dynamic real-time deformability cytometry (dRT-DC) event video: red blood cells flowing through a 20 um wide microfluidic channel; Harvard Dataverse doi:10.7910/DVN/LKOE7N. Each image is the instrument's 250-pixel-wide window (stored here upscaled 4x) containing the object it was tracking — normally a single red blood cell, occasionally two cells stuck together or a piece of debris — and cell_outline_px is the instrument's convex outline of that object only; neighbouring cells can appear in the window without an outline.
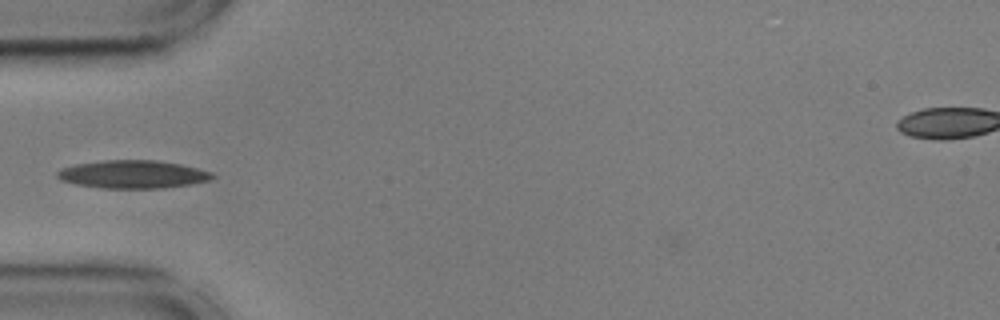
{"species": "common noctule bat (a hibernating species)", "species_latin": "Nyctalus noctula", "temperature_condition": "cold", "stored_images_in_passage": 39, "camera_frame_rate_fps": 3000, "um_per_image_px": 0.085, "animal": {"sex": "male", "body_mass_g": 17.9, "forearm_length_mm": 54.2}, "frame": {"image": 1, "passage_image": 2, "time_ms": 0.333, "image_size_px": [1000, 320], "cell_outline_px": [[216, 176], [208, 180], [192, 184], [164, 188], [104, 188], [76, 184], [60, 180], [56, 176], [56, 172], [60, 168], [72, 164], [104, 160], [156, 160], [180, 164], [212, 172]], "centroid_in_image_um": [11.25, 14.81], "position_along_channel_um": 73.8, "area_um2": 25.43}}
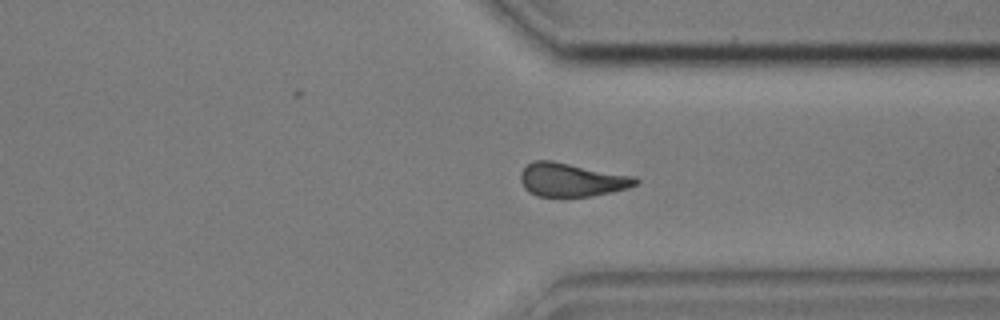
{"frame": {"image": 2, "passage_image": 26, "time_ms": 8.333, "image_size_px": [1000, 320], "cell_outline_px": [[640, 180], [636, 184], [628, 188], [612, 192], [592, 196], [536, 196], [528, 192], [524, 188], [520, 180], [520, 172], [532, 160], [552, 160], [636, 176]], "centroid_in_image_um": [48.58, 15.27], "position_along_channel_um": 362.8, "area_um2": 22.72}}
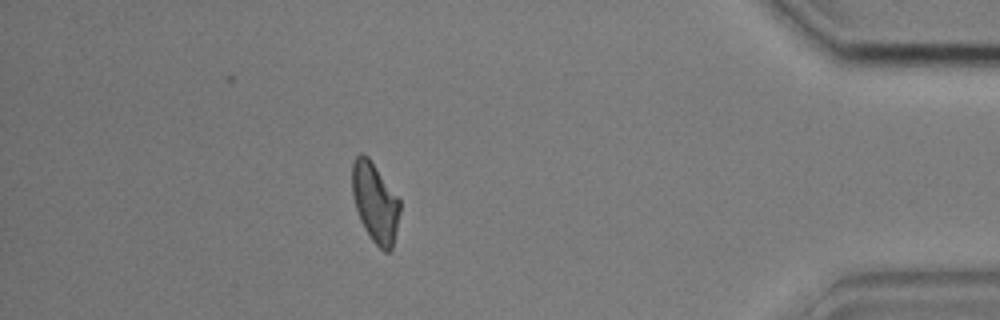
{"frame": {"image": 3, "passage_image": 33, "time_ms": 10.667, "image_size_px": [1000, 320], "cell_outline_px": [[400, 212], [392, 248], [388, 252], [384, 252], [372, 240], [364, 228], [360, 220], [352, 196], [352, 164], [356, 156], [360, 152], [368, 156], [400, 200]], "centroid_in_image_um": [31.87, 17.2], "position_along_channel_um": 403.3, "area_um2": 22.02}, "authors_computed_cell_mechanics": {"area_um2": 22.831, "velocity_mm_per_s": 3.6037, "shape_relaxation_time_tau1_ms": 6.8619, "shape_relaxation_time_tau2_ms": 7.8392, "deformation_change_tau1": 0.1587, "deformation_change_tau2": 0.1829}}